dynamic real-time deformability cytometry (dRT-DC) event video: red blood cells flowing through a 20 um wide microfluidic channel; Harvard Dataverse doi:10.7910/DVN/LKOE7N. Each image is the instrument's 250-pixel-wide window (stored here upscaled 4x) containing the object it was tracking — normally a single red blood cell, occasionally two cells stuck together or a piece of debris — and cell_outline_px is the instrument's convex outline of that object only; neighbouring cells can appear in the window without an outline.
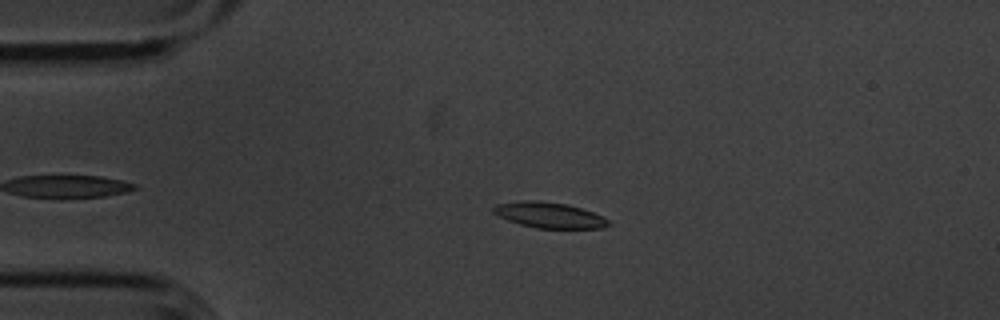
{"species": "common noctule bat (a hibernating species)", "species_latin": "Nyctalus noctula", "temperature_condition": "cold", "stored_images_in_passage": 39, "camera_frame_rate_fps": 3000, "um_per_image_px": 0.085, "animal": {"sex": "male", "body_mass_g": 20.1, "forearm_length_mm": 53.5}, "frame": {"image": 1, "passage_image": 9, "time_ms": 2.667, "image_size_px": [1000, 320], "cell_outline_px": [[612, 224], [600, 228], [536, 228], [520, 224], [508, 220], [492, 212], [492, 208], [496, 204], [524, 200], [536, 200], [568, 204], [604, 216]], "centroid_in_image_um": [46.69, 18.28], "position_along_channel_um": 38.3, "area_um2": 17.17}}
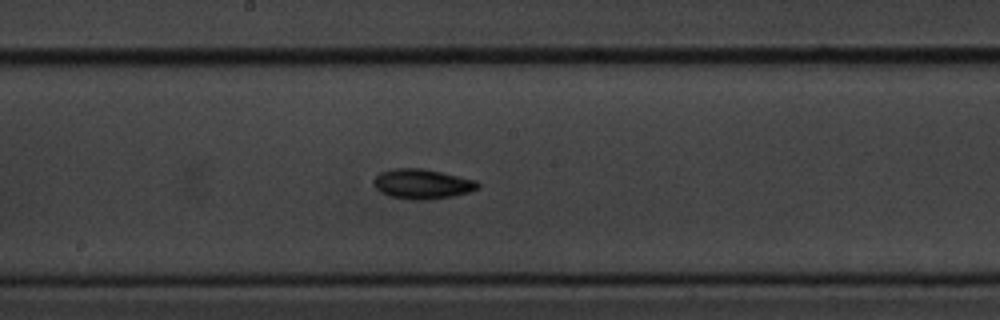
{"frame": {"image": 2, "passage_image": 26, "time_ms": 8.333, "image_size_px": [1000, 320], "cell_outline_px": [[480, 188], [468, 192], [452, 196], [424, 200], [412, 200], [388, 196], [380, 192], [376, 188], [372, 180], [380, 172], [392, 168], [424, 168], [476, 180], [480, 184]], "centroid_in_image_um": [35.87, 15.63], "position_along_channel_um": 212.3, "area_um2": 18.26}}
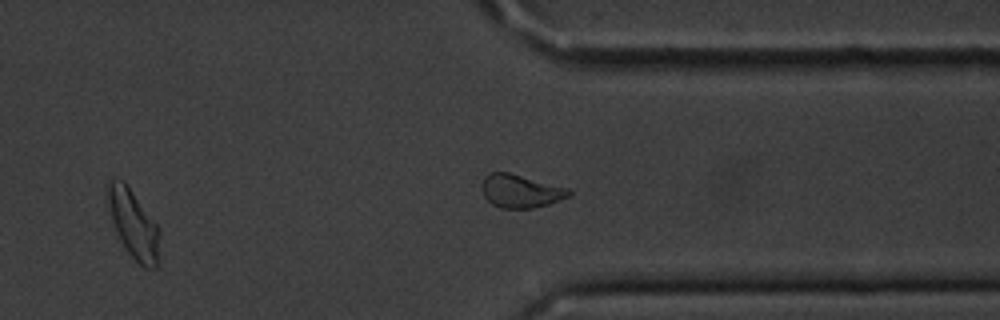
{"frame": {"image": 3, "passage_image": 39, "time_ms": 12.667, "image_size_px": [1000, 320], "cell_outline_px": [[160, 232], [156, 268], [144, 268], [128, 252], [116, 228], [104, 192], [108, 180], [124, 180], [156, 224]], "centroid_in_image_um": [11.33, 19.0], "position_along_channel_um": 400.1, "area_um2": 20.06}, "authors_computed_cell_mechanics": {"area_um2": 17.1666, "velocity_mm_per_s": 3.5951, "shape_relaxation_time_tau1_ms": 2.7887, "shape_relaxation_time_tau2_ms": 6.2185, "deformation_change_tau1": 0.1117, "deformation_change_tau2": 0.1027}}